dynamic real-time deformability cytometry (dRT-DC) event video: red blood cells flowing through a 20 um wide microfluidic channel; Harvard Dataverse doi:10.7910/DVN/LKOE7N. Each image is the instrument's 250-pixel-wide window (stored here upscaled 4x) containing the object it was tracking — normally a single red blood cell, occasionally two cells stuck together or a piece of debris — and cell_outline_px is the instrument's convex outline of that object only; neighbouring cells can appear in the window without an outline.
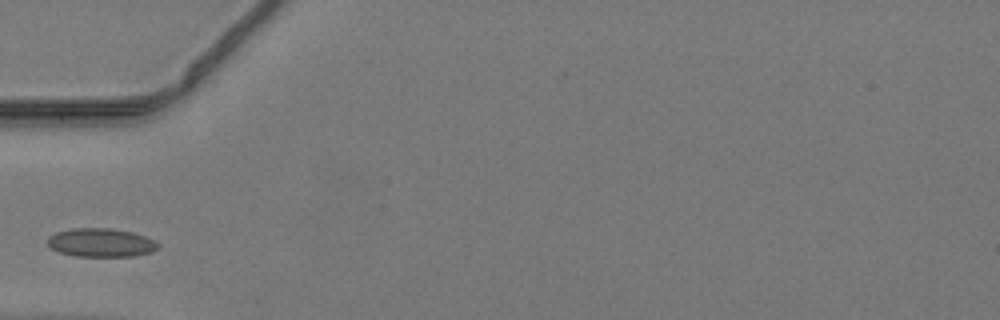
{"species": "common noctule bat (a hibernating species)", "species_latin": "Nyctalus noctula", "temperature_condition": "warm", "stored_images_in_passage": 26, "camera_frame_rate_fps": 3000, "um_per_image_px": 0.085, "animal": {"sex": "male", "body_mass_g": 19.2, "forearm_length_mm": 51.8}, "frame": {"image": 1, "passage_image": 1, "time_ms": 0.0, "image_size_px": [1000, 320], "cell_outline_px": [[160, 248], [152, 252], [132, 256], [72, 256], [60, 252], [52, 248], [48, 244], [48, 236], [56, 232], [72, 228], [108, 228], [132, 232], [144, 236], [160, 244]], "centroid_in_image_um": [8.58, 20.62], "position_along_channel_um": 76.4, "area_um2": 18.38}}
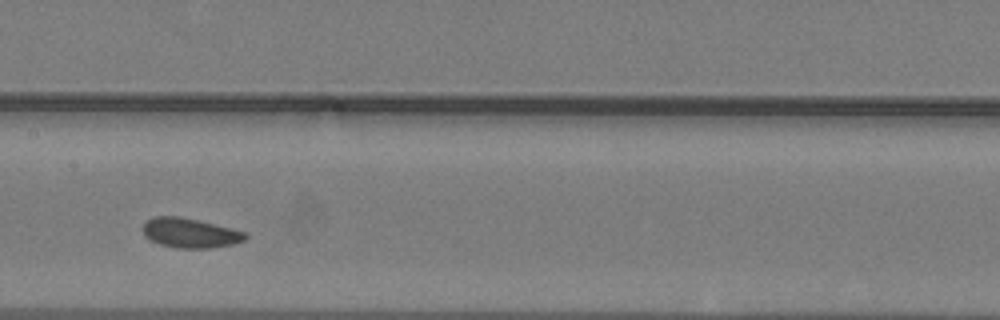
{"frame": {"image": 2, "passage_image": 9, "time_ms": 2.667, "image_size_px": [1000, 320], "cell_outline_px": [[248, 236], [244, 240], [232, 244], [208, 248], [176, 248], [160, 244], [144, 236], [144, 224], [148, 220], [156, 216], [180, 216], [244, 232]], "centroid_in_image_um": [16.13, 19.81], "position_along_channel_um": 191.3, "area_um2": 17.22}}
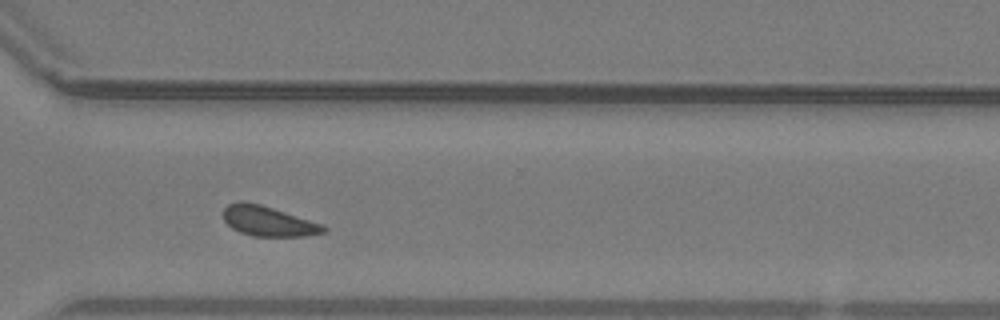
{"frame": {"image": 3, "passage_image": 20, "time_ms": 6.333, "image_size_px": [1000, 320], "cell_outline_px": [[328, 228], [324, 232], [304, 236], [252, 236], [240, 232], [232, 228], [224, 220], [224, 208], [228, 204], [240, 200], [244, 200], [260, 204], [324, 224]], "centroid_in_image_um": [22.8, 18.79], "position_along_channel_um": 347.8, "area_um2": 17.57}}